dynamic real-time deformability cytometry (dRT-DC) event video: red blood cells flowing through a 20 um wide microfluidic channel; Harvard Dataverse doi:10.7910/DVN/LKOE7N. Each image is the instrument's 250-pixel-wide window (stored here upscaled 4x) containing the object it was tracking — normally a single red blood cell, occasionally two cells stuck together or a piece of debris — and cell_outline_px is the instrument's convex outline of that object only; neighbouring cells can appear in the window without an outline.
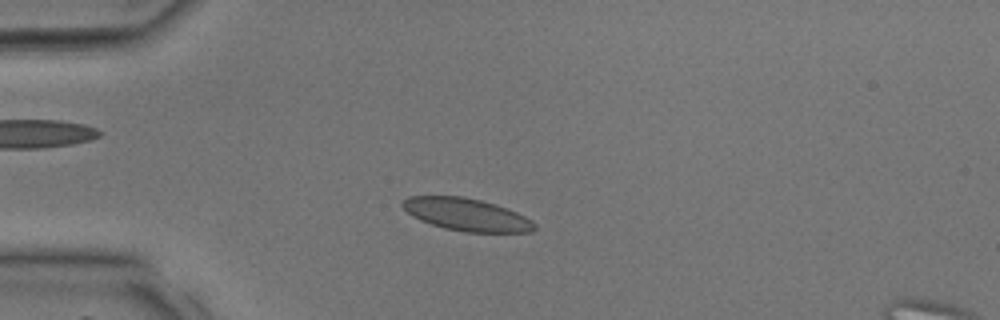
{"species": "common noctule bat (a hibernating species)", "species_latin": "Nyctalus noctula", "temperature_condition": "room temperature", "stored_images_in_passage": 35, "camera_frame_rate_fps": 3000, "um_per_image_px": 0.085, "animal": {"sex": "male", "body_mass_g": 17.9, "forearm_length_mm": 54.2}, "frame": {"image": 1, "passage_image": 7, "time_ms": 2.0, "image_size_px": [1000, 320], "cell_outline_px": [[536, 228], [532, 232], [464, 232], [444, 228], [420, 220], [412, 216], [400, 204], [408, 196], [464, 196], [480, 200], [516, 212], [532, 220], [536, 224]], "centroid_in_image_um": [39.65, 18.24], "position_along_channel_um": 45.4, "area_um2": 24.8}}
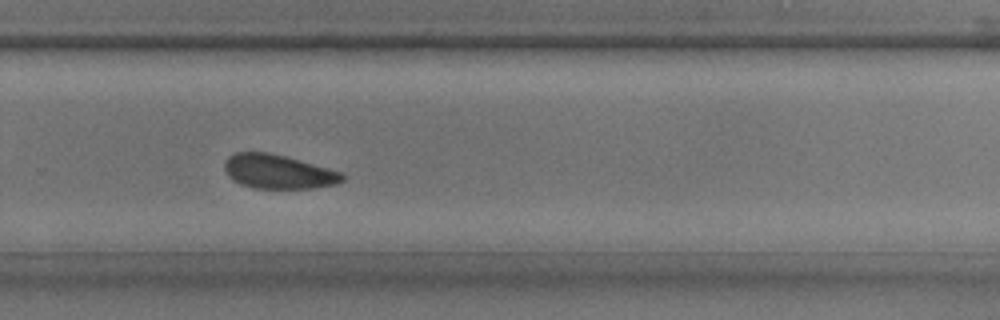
{"frame": {"image": 2, "passage_image": 23, "time_ms": 7.333, "image_size_px": [1000, 320], "cell_outline_px": [[344, 180], [336, 184], [312, 188], [256, 188], [240, 184], [228, 176], [224, 168], [224, 164], [228, 156], [236, 152], [268, 152], [284, 156], [344, 172]], "centroid_in_image_um": [23.65, 14.59], "position_along_channel_um": 306.1, "area_um2": 23.35}}
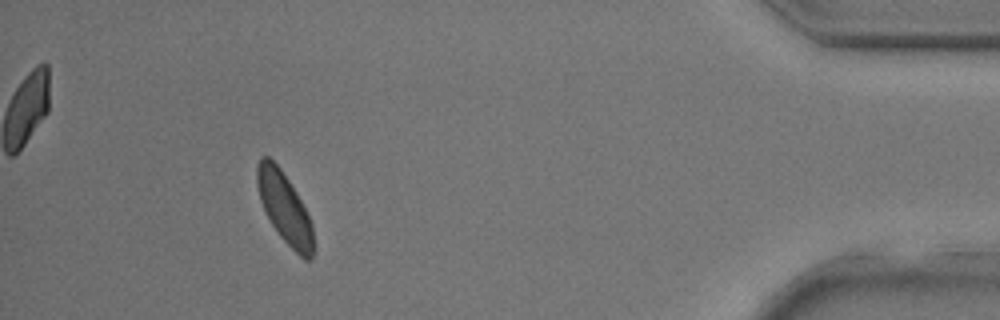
{"frame": {"image": 3, "passage_image": 32, "time_ms": 10.333, "image_size_px": [1000, 320], "cell_outline_px": [[316, 248], [312, 260], [304, 260], [280, 236], [272, 224], [260, 200], [256, 184], [256, 168], [260, 156], [268, 156], [280, 168], [296, 192], [312, 224]], "centroid_in_image_um": [24.21, 17.7], "position_along_channel_um": 411.0, "area_um2": 23.18}}